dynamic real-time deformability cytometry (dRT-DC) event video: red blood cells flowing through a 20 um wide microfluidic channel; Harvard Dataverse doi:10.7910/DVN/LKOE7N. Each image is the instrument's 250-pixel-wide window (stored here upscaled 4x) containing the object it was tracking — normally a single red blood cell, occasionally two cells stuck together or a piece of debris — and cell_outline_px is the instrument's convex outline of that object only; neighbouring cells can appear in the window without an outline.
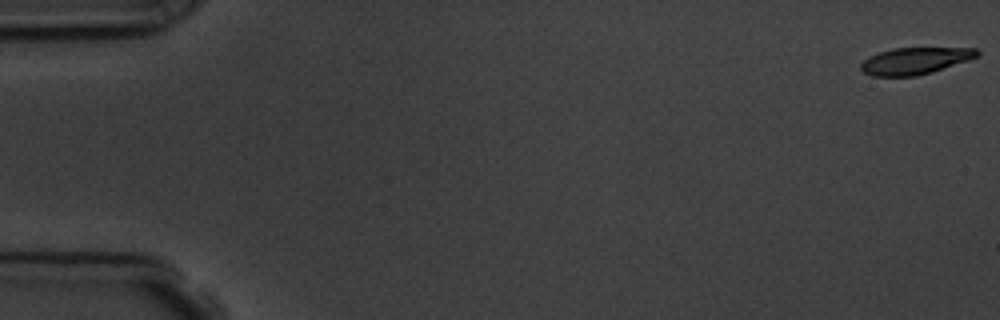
{"species": "common noctule bat (a hibernating species)", "species_latin": "Nyctalus noctula", "temperature_condition": "room temperature", "stored_images_in_passage": 5, "camera_frame_rate_fps": 3000, "um_per_image_px": 0.085, "animal": {"sex": "male", "body_mass_g": 19.5, "forearm_length_mm": 54.6}, "frame": {"image": 1, "passage_image": 1, "time_ms": 0.0, "image_size_px": [1000, 320], "cell_outline_px": [[980, 52], [976, 56], [968, 60], [932, 72], [916, 76], [872, 76], [864, 72], [860, 68], [860, 64], [868, 56], [892, 48], [976, 48]], "centroid_in_image_um": [77.74, 5.17], "position_along_channel_um": 7.3, "area_um2": 18.03}}
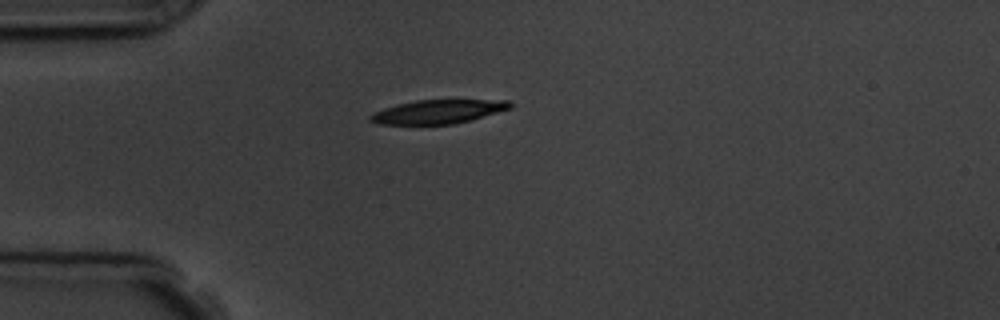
{"frame": {"image": 2, "passage_image": 5, "time_ms": 4.667, "image_size_px": [1000, 320], "cell_outline_px": [[512, 108], [468, 120], [452, 124], [380, 124], [368, 120], [368, 116], [372, 112], [396, 104], [416, 100], [508, 100], [512, 104]], "centroid_in_image_um": [37.18, 9.48], "position_along_channel_um": 47.8, "area_um2": 19.25}}